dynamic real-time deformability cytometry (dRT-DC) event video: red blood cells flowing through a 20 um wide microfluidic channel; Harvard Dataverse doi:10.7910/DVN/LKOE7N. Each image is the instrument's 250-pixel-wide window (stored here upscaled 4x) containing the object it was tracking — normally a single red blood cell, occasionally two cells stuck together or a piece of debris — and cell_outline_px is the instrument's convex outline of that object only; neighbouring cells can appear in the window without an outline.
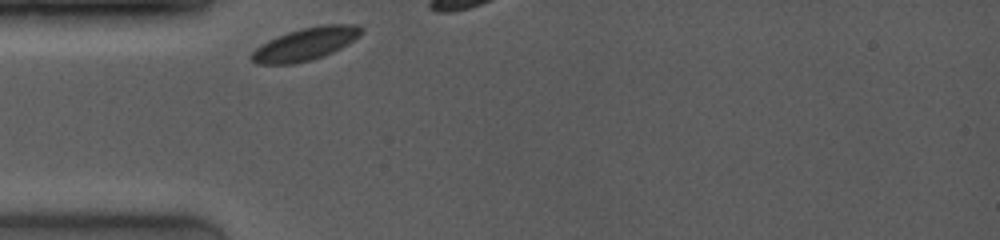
{"species": "common noctule bat (a hibernating species)", "species_latin": "Nyctalus noctula", "temperature_condition": "room temperature", "stored_images_in_passage": 1, "camera_frame_rate_fps": 4000, "um_per_image_px": 0.085, "animal": {"sex": "female", "body_mass_g": 19.0, "forearm_length_mm": 53.3}, "frame": {"image": 1, "passage_image": 1, "time_ms": 0.0, "image_size_px": [1000, 240], "cell_outline_px": [[364, 32], [360, 36], [340, 48], [324, 56], [312, 60], [292, 64], [256, 64], [248, 56], [260, 44], [268, 40], [288, 32], [320, 24], [356, 24], [364, 28]], "centroid_in_image_um": [25.97, 3.74], "position_along_channel_um": 59.0, "area_um2": 20.98}}